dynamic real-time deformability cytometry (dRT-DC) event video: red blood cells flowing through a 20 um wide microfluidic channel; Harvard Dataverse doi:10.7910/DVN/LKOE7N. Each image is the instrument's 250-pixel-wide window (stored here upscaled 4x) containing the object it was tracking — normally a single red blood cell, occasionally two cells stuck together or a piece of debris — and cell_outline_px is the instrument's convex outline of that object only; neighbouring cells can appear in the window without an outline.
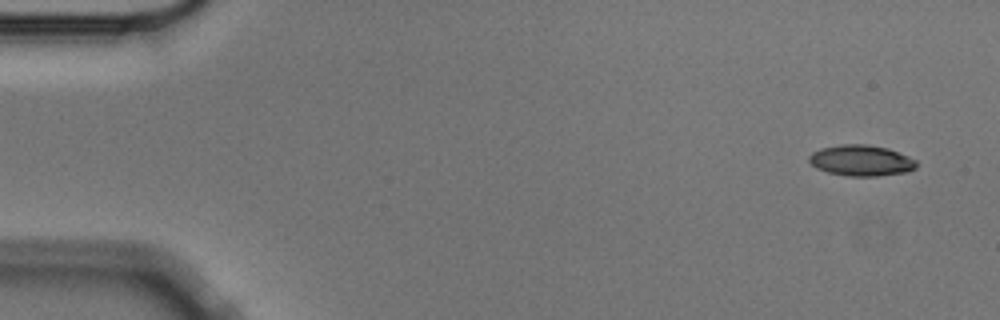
{"species": "Egyptian fruit bat (a non-hibernating species)", "species_latin": "Rousettus aegyptiacus", "temperature_condition": "cold", "stored_images_in_passage": 9, "camera_frame_rate_fps": 3000, "um_per_image_px": 0.085, "animal": {"sex": "male"}, "frame": {"image": 1, "passage_image": 1, "time_ms": 0.0, "image_size_px": [1000, 320], "cell_outline_px": [[916, 168], [908, 172], [876, 176], [848, 176], [828, 172], [816, 168], [808, 160], [808, 156], [812, 152], [820, 148], [840, 144], [864, 144], [888, 148], [908, 156], [916, 160]], "centroid_in_image_um": [73.19, 13.64], "position_along_channel_um": 11.8, "area_um2": 19.42}}
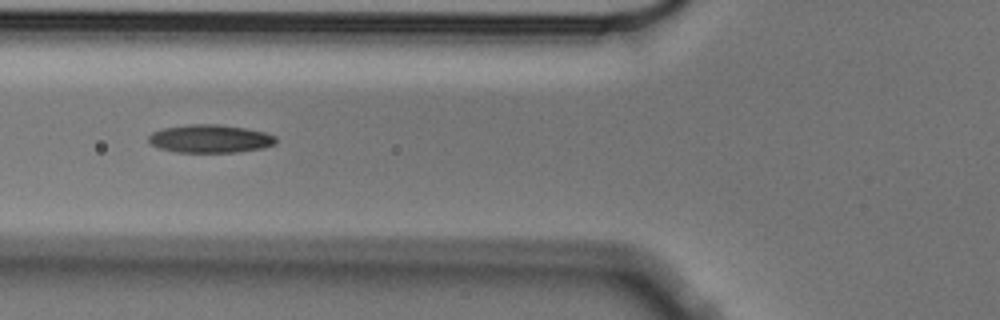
{"frame": {"image": 2, "passage_image": 6, "time_ms": 1.667, "image_size_px": [1000, 320], "cell_outline_px": [[276, 144], [264, 148], [236, 152], [176, 152], [160, 148], [152, 144], [148, 140], [148, 136], [152, 132], [164, 128], [192, 124], [220, 124], [244, 128], [264, 132], [276, 136]], "centroid_in_image_um": [17.88, 11.79], "position_along_channel_um": 107.9, "area_um2": 20.81}}
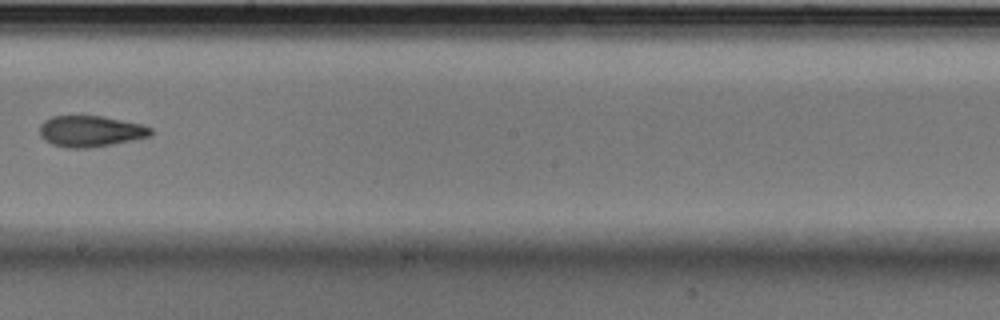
{"frame": {"image": 3, "passage_image": 9, "time_ms": 2.667, "image_size_px": [1000, 320], "cell_outline_px": [[152, 136], [112, 144], [88, 148], [68, 148], [52, 144], [40, 136], [40, 124], [44, 120], [52, 116], [104, 116], [140, 124], [152, 128]], "centroid_in_image_um": [7.69, 11.15], "position_along_channel_um": 240.5, "area_um2": 20.11}}